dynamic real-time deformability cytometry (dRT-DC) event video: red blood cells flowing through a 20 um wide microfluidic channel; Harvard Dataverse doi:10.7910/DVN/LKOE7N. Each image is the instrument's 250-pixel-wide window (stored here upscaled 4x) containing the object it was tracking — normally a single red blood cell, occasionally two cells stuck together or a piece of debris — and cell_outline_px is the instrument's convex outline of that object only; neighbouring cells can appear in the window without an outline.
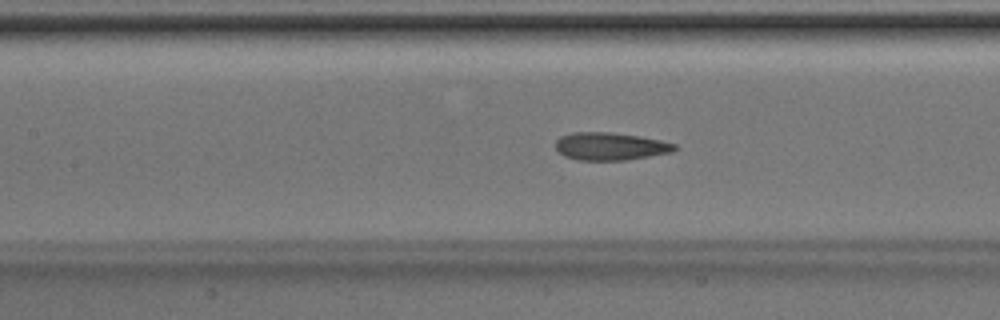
{"species": "Egyptian fruit bat (a non-hibernating species)", "species_latin": "Rousettus aegyptiacus", "temperature_condition": "room temperature", "stored_images_in_passage": 44, "camera_frame_rate_fps": 3000, "um_per_image_px": 0.085, "animal": {"sex": "male"}, "frame": {"image": 1, "passage_image": 22, "time_ms": 7.0, "image_size_px": [1000, 320], "cell_outline_px": [[676, 148], [672, 152], [628, 160], [576, 160], [564, 156], [556, 148], [556, 140], [560, 136], [572, 132], [612, 132], [640, 136], [660, 140], [676, 144]], "centroid_in_image_um": [51.86, 12.43], "position_along_channel_um": 155.5, "area_um2": 19.31}}
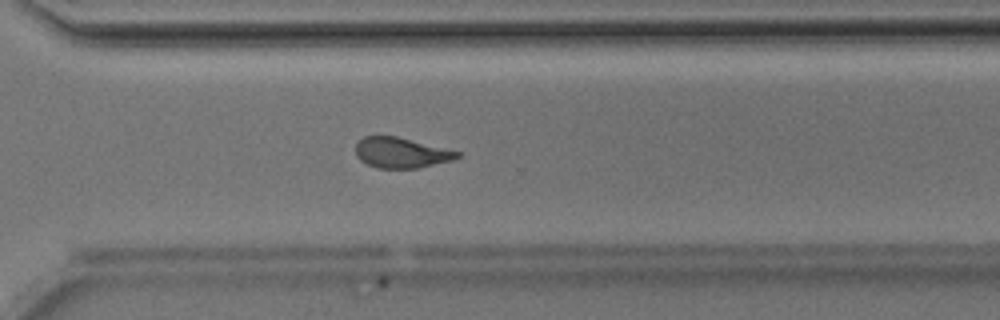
{"frame": {"image": 2, "passage_image": 35, "time_ms": 11.333, "image_size_px": [1000, 320], "cell_outline_px": [[460, 156], [452, 160], [416, 168], [376, 168], [360, 160], [356, 156], [356, 144], [364, 136], [396, 136], [460, 152]], "centroid_in_image_um": [34.06, 12.98], "position_along_channel_um": 336.5, "area_um2": 17.74}}
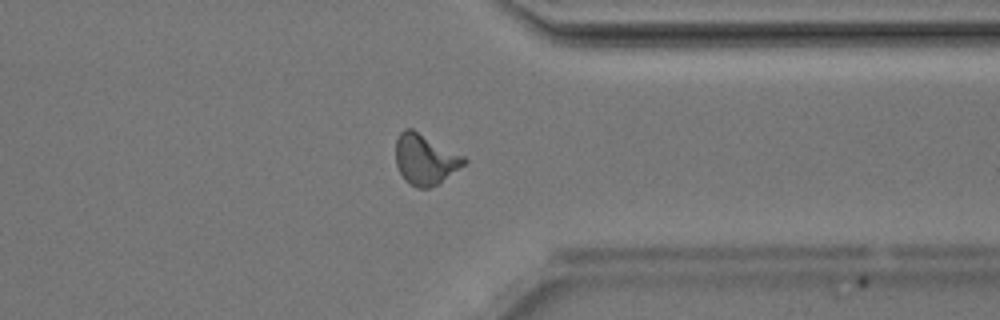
{"frame": {"image": 3, "passage_image": 38, "time_ms": 12.333, "image_size_px": [1000, 320], "cell_outline_px": [[468, 160], [464, 164], [436, 184], [428, 188], [416, 188], [404, 180], [396, 164], [396, 140], [400, 132], [404, 128], [412, 128], [464, 156]], "centroid_in_image_um": [36.1, 13.53], "position_along_channel_um": 375.3, "area_um2": 19.83}}